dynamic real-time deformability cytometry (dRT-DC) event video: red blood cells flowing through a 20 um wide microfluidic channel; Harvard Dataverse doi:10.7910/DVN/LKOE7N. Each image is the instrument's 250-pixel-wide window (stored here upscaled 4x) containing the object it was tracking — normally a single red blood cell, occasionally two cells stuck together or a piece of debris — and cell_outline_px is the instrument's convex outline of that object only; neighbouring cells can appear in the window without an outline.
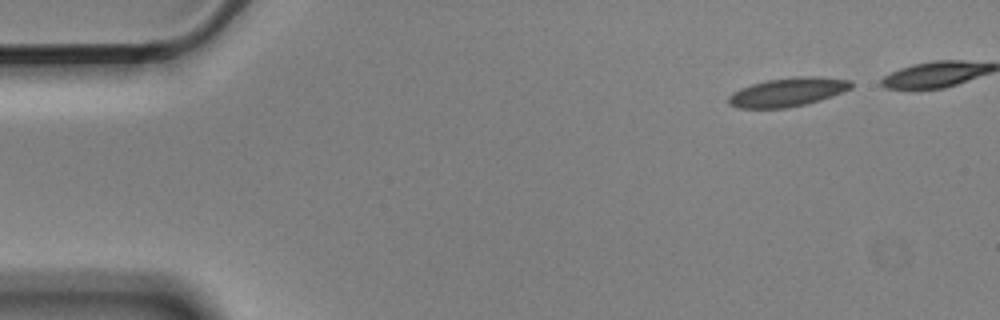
{"species": "Egyptian fruit bat (a non-hibernating species)", "species_latin": "Rousettus aegyptiacus", "temperature_condition": "cold", "stored_images_in_passage": 4, "camera_frame_rate_fps": 3000, "um_per_image_px": 0.085, "animal": {"sex": "male"}, "frame": {"image": 1, "passage_image": 1, "time_ms": 0.0, "image_size_px": [1000, 320], "cell_outline_px": [[852, 88], [820, 100], [804, 104], [784, 108], [736, 108], [728, 104], [728, 96], [732, 92], [740, 88], [752, 84], [768, 80], [796, 76], [816, 76], [852, 80]], "centroid_in_image_um": [66.93, 7.82], "position_along_channel_um": 18.1, "area_um2": 20.52}}